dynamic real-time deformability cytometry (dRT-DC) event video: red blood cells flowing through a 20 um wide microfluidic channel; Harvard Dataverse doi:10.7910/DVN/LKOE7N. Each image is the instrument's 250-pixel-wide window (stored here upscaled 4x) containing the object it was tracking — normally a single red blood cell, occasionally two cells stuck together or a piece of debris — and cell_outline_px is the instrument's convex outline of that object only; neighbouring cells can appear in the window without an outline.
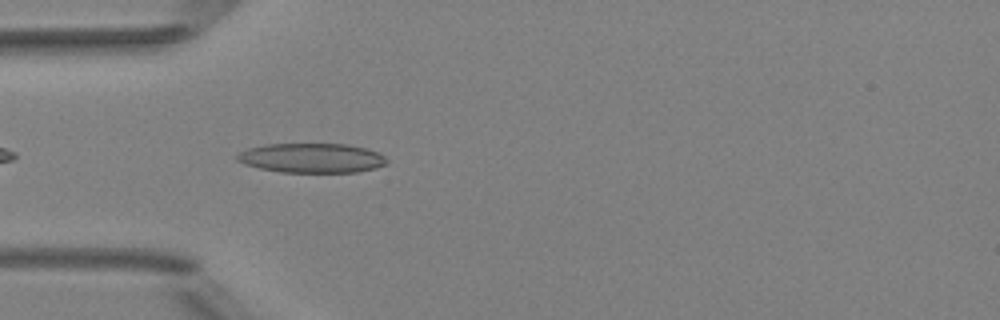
{"species": "Egyptian fruit bat (a non-hibernating species)", "species_latin": "Rousettus aegyptiacus", "temperature_condition": "room temperature", "stored_images_in_passage": 1, "camera_frame_rate_fps": 3000, "um_per_image_px": 0.085, "animal": {"sex": "female"}, "frame": {"image": 1, "passage_image": 1, "time_ms": 0.0, "image_size_px": [1000, 320], "cell_outline_px": [[388, 164], [376, 168], [356, 172], [280, 172], [260, 168], [244, 164], [236, 160], [236, 156], [240, 152], [248, 148], [264, 144], [348, 144], [364, 148], [376, 152], [384, 156], [388, 160]], "centroid_in_image_um": [26.49, 13.43], "position_along_channel_um": 58.5, "area_um2": 25.78}}